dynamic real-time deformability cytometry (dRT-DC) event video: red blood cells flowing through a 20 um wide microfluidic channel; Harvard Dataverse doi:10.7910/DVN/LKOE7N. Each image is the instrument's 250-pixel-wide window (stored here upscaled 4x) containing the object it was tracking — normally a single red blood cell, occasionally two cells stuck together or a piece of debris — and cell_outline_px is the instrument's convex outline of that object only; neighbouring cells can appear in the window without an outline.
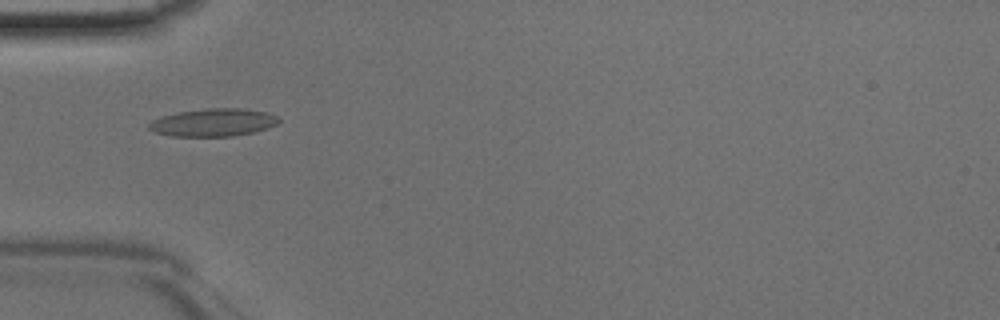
{"species": "Egyptian fruit bat (a non-hibernating species)", "species_latin": "Rousettus aegyptiacus", "temperature_condition": "room temperature", "stored_images_in_passage": 32, "camera_frame_rate_fps": 3000, "um_per_image_px": 0.085, "animal": {"sex": "male"}, "frame": {"image": 1, "passage_image": 1, "time_ms": 0.0, "image_size_px": [1000, 320], "cell_outline_px": [[280, 120], [276, 124], [268, 128], [252, 132], [232, 136], [172, 136], [156, 132], [148, 128], [148, 124], [152, 120], [164, 116], [180, 112], [208, 108], [244, 108], [264, 112], [276, 116]], "centroid_in_image_um": [18.14, 10.41], "position_along_channel_um": 66.9, "area_um2": 20.69}}
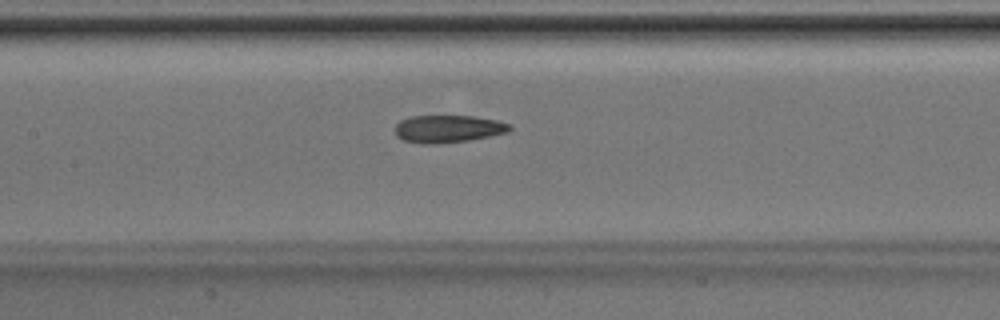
{"frame": {"image": 2, "passage_image": 8, "time_ms": 2.333, "image_size_px": [1000, 320], "cell_outline_px": [[512, 128], [508, 132], [468, 140], [432, 144], [424, 144], [404, 140], [396, 136], [392, 128], [400, 120], [412, 116], [472, 116], [496, 120], [512, 124]], "centroid_in_image_um": [38.05, 10.94], "position_along_channel_um": 169.4, "area_um2": 18.38}}
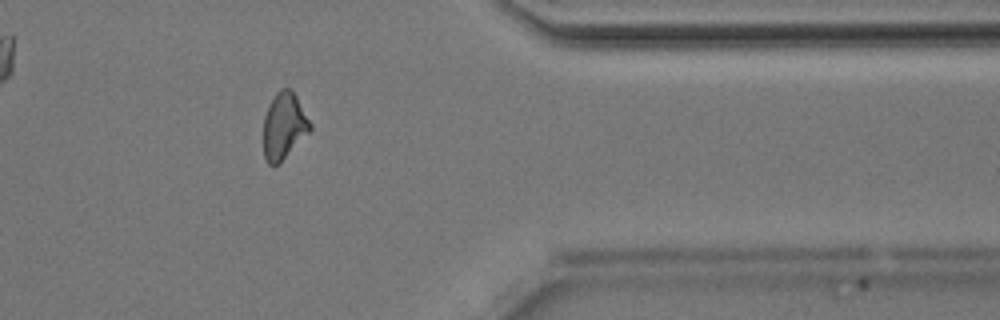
{"frame": {"image": 3, "passage_image": 24, "time_ms": 7.667, "image_size_px": [1000, 320], "cell_outline_px": [[312, 128], [272, 168], [268, 164], [264, 156], [264, 116], [276, 92], [280, 88], [292, 88], [312, 124]], "centroid_in_image_um": [24.13, 10.65], "position_along_channel_um": 387.3, "area_um2": 17.63}}